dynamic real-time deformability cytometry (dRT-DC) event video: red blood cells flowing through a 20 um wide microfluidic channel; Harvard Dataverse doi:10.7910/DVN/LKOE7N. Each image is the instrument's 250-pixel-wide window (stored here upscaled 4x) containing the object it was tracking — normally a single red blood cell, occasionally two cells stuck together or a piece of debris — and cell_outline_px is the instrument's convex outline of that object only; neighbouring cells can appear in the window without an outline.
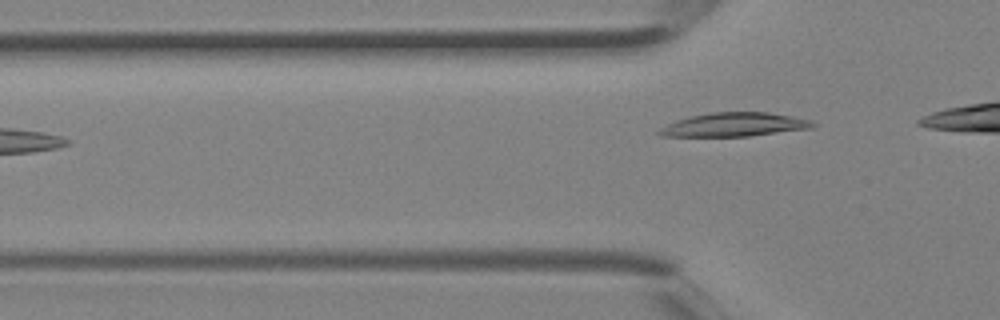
{"species": "Egyptian fruit bat (a non-hibernating species)", "species_latin": "Rousettus aegyptiacus", "temperature_condition": "room temperature", "stored_images_in_passage": 4, "camera_frame_rate_fps": 3000, "um_per_image_px": 0.085, "animal": {"sex": "female"}, "frame": {"image": 1, "passage_image": 4, "time_ms": 1.0, "image_size_px": [1000, 320], "cell_outline_px": [[816, 124], [812, 128], [748, 136], [660, 136], [656, 132], [660, 128], [676, 120], [692, 116], [712, 112], [768, 112], [792, 116], [812, 120]], "centroid_in_image_um": [62.43, 10.59], "position_along_channel_um": 63.4, "area_um2": 21.15}}